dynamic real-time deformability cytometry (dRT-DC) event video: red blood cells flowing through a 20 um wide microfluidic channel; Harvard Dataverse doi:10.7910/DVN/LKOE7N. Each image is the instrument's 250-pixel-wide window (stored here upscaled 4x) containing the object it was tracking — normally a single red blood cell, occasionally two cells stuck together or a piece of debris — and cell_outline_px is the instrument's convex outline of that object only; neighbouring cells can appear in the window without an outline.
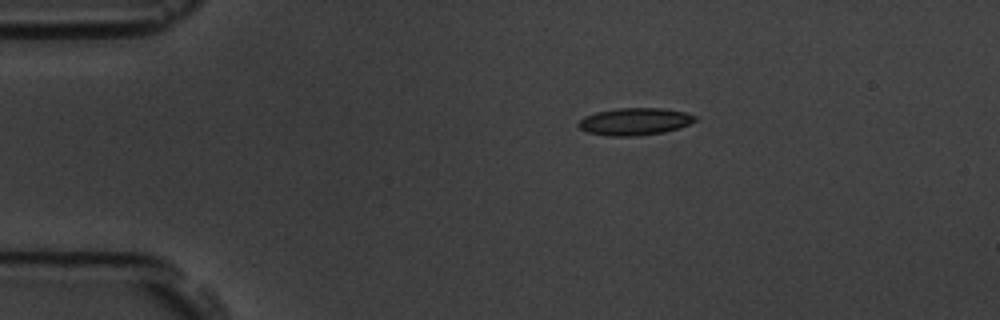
{"species": "common noctule bat (a hibernating species)", "species_latin": "Nyctalus noctula", "temperature_condition": "room temperature", "stored_images_in_passage": 9, "camera_frame_rate_fps": 3000, "um_per_image_px": 0.085, "animal": {"sex": "male", "body_mass_g": 19.5, "forearm_length_mm": 54.6}, "frame": {"image": 1, "passage_image": 1, "time_ms": 0.0, "image_size_px": [1000, 320], "cell_outline_px": [[696, 120], [680, 128], [664, 132], [636, 136], [608, 136], [588, 132], [580, 128], [576, 124], [584, 116], [596, 112], [616, 108], [664, 108], [684, 112], [696, 116]], "centroid_in_image_um": [53.94, 10.33], "position_along_channel_um": 31.1, "area_um2": 18.55}}
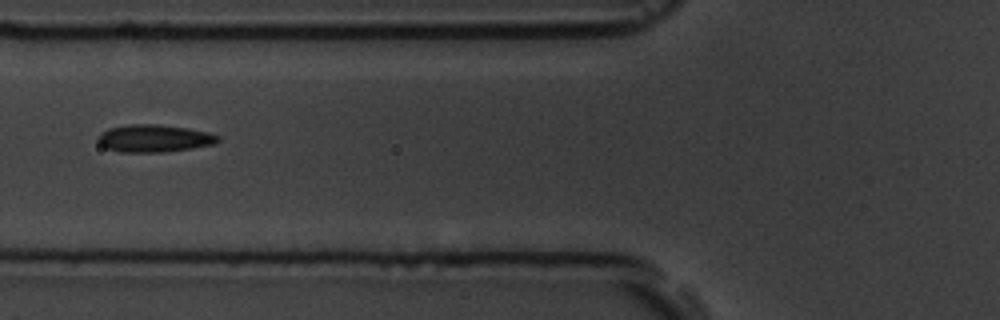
{"frame": {"image": 2, "passage_image": 4, "time_ms": 3.667, "image_size_px": [1000, 320], "cell_outline_px": [[220, 140], [216, 144], [192, 148], [164, 152], [120, 152], [108, 148], [100, 144], [96, 140], [96, 136], [100, 132], [108, 128], [128, 124], [156, 124], [188, 128], [208, 132], [220, 136]], "centroid_in_image_um": [13.09, 11.75], "position_along_channel_um": 112.7, "area_um2": 19.42}}
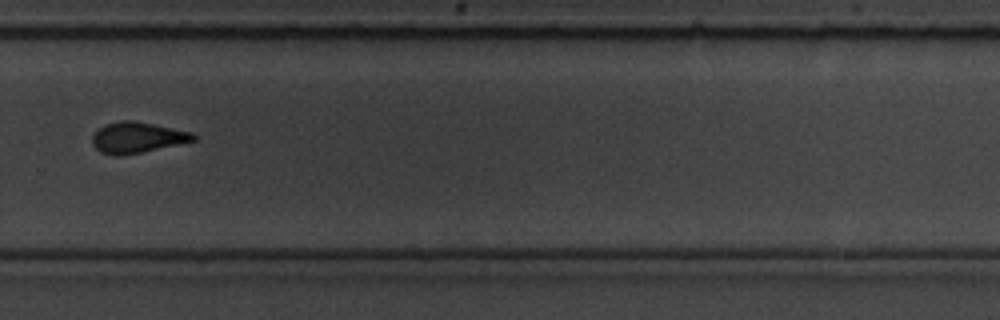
{"frame": {"image": 3, "passage_image": 9, "time_ms": 9.333, "image_size_px": [1000, 320], "cell_outline_px": [[196, 140], [140, 152], [120, 156], [116, 156], [100, 152], [92, 144], [92, 136], [104, 124], [120, 120], [132, 120], [192, 132], [196, 136]], "centroid_in_image_um": [11.63, 11.68], "position_along_channel_um": 318.2, "area_um2": 17.92}}